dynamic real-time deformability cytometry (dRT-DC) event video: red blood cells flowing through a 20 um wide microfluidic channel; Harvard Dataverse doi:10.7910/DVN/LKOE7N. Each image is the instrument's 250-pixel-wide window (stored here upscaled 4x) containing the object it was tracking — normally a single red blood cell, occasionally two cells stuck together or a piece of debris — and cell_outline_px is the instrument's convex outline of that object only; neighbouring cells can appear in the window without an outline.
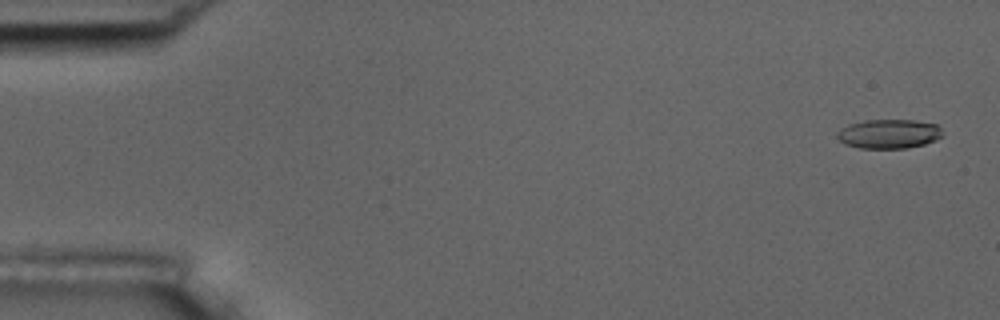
{"species": "common noctule bat (a hibernating species)", "species_latin": "Nyctalus noctula", "temperature_condition": "room temperature", "stored_images_in_passage": 56, "camera_frame_rate_fps": 3000, "um_per_image_px": 0.085, "animal": {"sex": "male", "body_mass_g": 17.5, "forearm_length_mm": 52.3}, "frame": {"image": 1, "passage_image": 2, "time_ms": 0.333, "image_size_px": [1000, 320], "cell_outline_px": [[944, 136], [936, 140], [924, 144], [908, 148], [860, 148], [844, 144], [836, 136], [836, 132], [840, 128], [848, 124], [864, 120], [912, 120], [936, 124], [940, 128]], "centroid_in_image_um": [75.54, 11.38], "position_along_channel_um": 9.5, "area_um2": 18.09}}
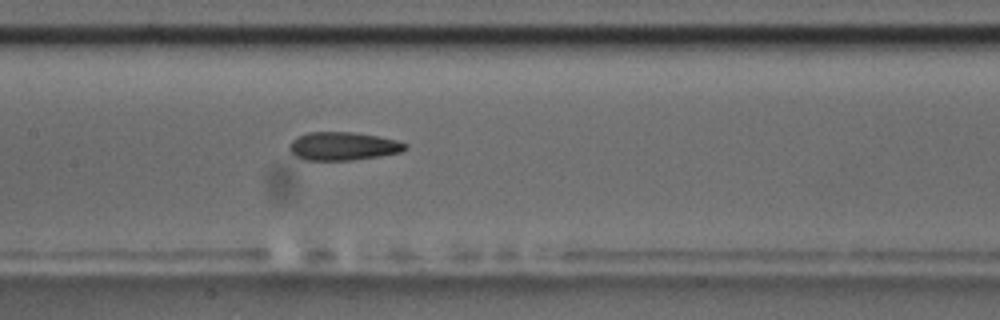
{"frame": {"image": 2, "passage_image": 27, "time_ms": 8.667, "image_size_px": [1000, 320], "cell_outline_px": [[408, 148], [400, 152], [380, 156], [352, 160], [304, 160], [296, 156], [288, 148], [292, 140], [296, 136], [308, 132], [352, 132], [380, 136], [396, 140], [408, 144]], "centroid_in_image_um": [29.16, 12.42], "position_along_channel_um": 178.2, "area_um2": 19.19}}
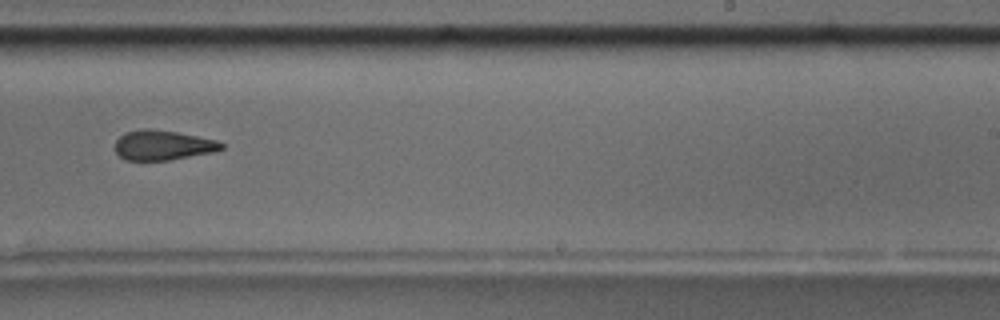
{"frame": {"image": 3, "passage_image": 35, "time_ms": 11.333, "image_size_px": [1000, 320], "cell_outline_px": [[224, 148], [212, 152], [168, 160], [124, 160], [116, 152], [116, 140], [124, 132], [140, 128], [148, 128], [176, 132], [216, 140], [224, 144]], "centroid_in_image_um": [13.81, 12.33], "position_along_channel_um": 275.2, "area_um2": 18.38}, "authors_computed_cell_mechanics": {"area_um2": 19.1896, "velocity_mm_per_s": 3.646, "shape_relaxation_time_tau1_ms": null, "shape_relaxation_time_tau2_ms": 3.0998, "deformation_change_tau1": null, "deformation_change_tau2": 0.1225}}